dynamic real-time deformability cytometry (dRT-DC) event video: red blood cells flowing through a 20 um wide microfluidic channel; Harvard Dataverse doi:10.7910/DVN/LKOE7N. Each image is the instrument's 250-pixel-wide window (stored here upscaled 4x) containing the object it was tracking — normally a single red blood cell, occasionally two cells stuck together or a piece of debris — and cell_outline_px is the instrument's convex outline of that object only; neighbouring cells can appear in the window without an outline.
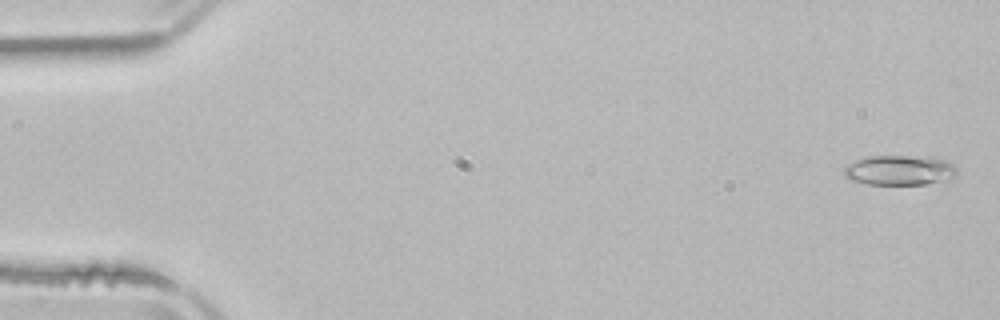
{"species": "common noctule bat (a hibernating species)", "species_latin": "Nyctalus noctula", "temperature_condition": "room temperature", "stored_images_in_passage": 5, "camera_frame_rate_fps": 3000, "um_per_image_px": 0.085, "animal": {"sex": "male", "body_mass_g": 21.5, "forearm_length_mm": 52.0}, "frame": {"image": 1, "passage_image": 1, "time_ms": 0.0, "image_size_px": [1000, 320], "cell_outline_px": [[956, 176], [924, 184], [868, 184], [852, 180], [844, 176], [844, 168], [848, 164], [856, 160], [868, 156], [912, 156], [944, 160], [952, 164], [956, 168]], "centroid_in_image_um": [76.4, 14.47], "position_along_channel_um": 8.6, "area_um2": 19.25}}